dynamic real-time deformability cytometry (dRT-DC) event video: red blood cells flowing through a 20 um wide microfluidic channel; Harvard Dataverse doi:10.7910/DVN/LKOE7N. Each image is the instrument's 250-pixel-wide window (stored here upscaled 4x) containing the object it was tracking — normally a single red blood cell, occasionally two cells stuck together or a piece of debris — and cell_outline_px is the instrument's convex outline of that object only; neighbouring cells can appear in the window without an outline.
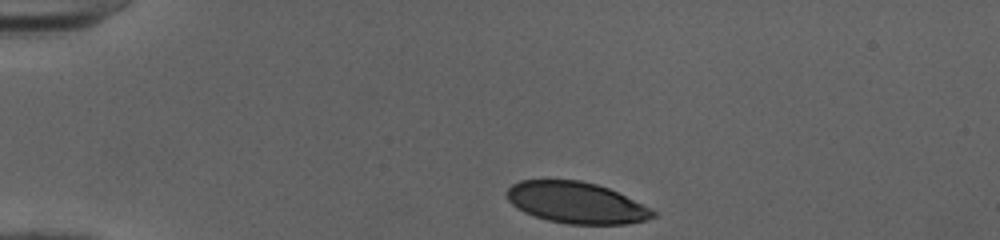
{"species": "human", "species_latin": "Homo sapiens", "temperature_condition": "cold", "stored_images_in_passage": 34, "camera_frame_rate_fps": 3000, "um_per_image_px": 0.085, "donor": {"sex": "female"}, "frame": {"image": 1, "passage_image": 1, "time_ms": 0.0, "image_size_px": [1000, 240], "cell_outline_px": [[656, 216], [644, 220], [624, 224], [568, 224], [548, 220], [524, 212], [516, 208], [508, 200], [504, 192], [512, 184], [520, 180], [580, 180], [596, 184], [608, 188], [656, 212]], "centroid_in_image_um": [48.91, 17.22], "position_along_channel_um": 36.1, "area_um2": 34.8}}
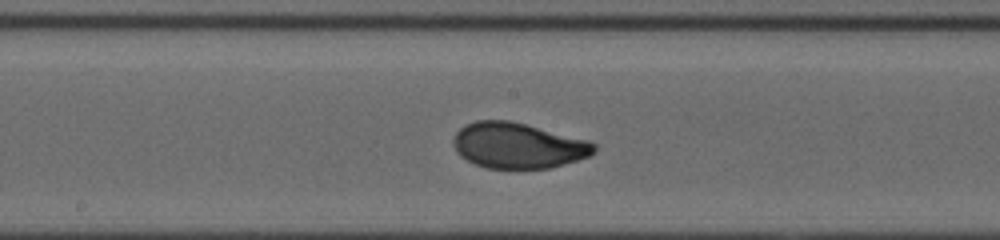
{"frame": {"image": 2, "passage_image": 18, "time_ms": 5.667, "image_size_px": [1000, 240], "cell_outline_px": [[596, 152], [588, 156], [564, 164], [548, 168], [488, 168], [476, 164], [460, 156], [456, 152], [452, 144], [452, 140], [456, 132], [464, 124], [476, 120], [508, 120], [588, 140], [596, 144]], "centroid_in_image_um": [43.99, 12.36], "position_along_channel_um": 204.2, "area_um2": 37.28}}
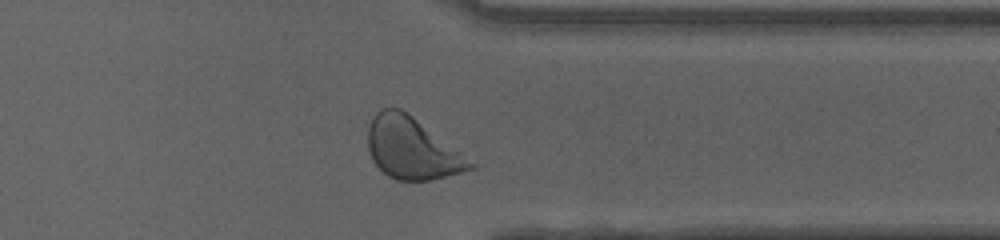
{"frame": {"image": 3, "passage_image": 31, "time_ms": 10.0, "image_size_px": [1000, 240], "cell_outline_px": [[476, 168], [428, 180], [396, 180], [388, 176], [372, 160], [368, 148], [368, 128], [376, 112], [384, 108], [400, 108], [412, 116], [476, 164]], "centroid_in_image_um": [34.98, 12.62], "position_along_channel_um": 376.4, "area_um2": 35.89}, "authors_computed_cell_mechanics": {"area_um2": 37.0498, "velocity_mm_per_s": 4.0065, "shape_relaxation_time_tau1_ms": 3.4526, "shape_relaxation_time_tau2_ms": null, "deformation_change_tau1": 0.1536, "deformation_change_tau2": null}}